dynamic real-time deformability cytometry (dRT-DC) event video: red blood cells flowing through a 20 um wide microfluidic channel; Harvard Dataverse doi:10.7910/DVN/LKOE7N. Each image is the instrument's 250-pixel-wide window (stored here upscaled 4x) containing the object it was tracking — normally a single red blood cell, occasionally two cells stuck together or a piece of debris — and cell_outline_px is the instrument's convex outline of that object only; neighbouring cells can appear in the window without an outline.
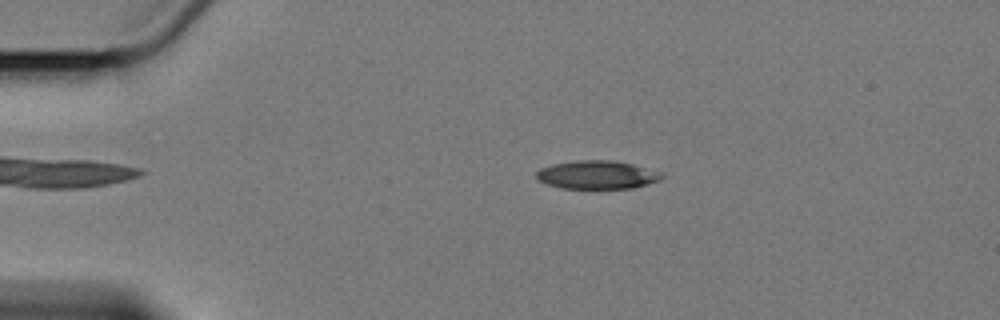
{"species": "Egyptian fruit bat (a non-hibernating species)", "species_latin": "Rousettus aegyptiacus", "temperature_condition": "cold", "stored_images_in_passage": 5, "camera_frame_rate_fps": 3000, "um_per_image_px": 0.085, "animal": {"sex": "female"}, "frame": {"image": 1, "passage_image": 4, "time_ms": 3.333, "image_size_px": [1000, 320], "cell_outline_px": [[664, 176], [660, 180], [632, 188], [560, 188], [544, 184], [536, 180], [536, 172], [540, 168], [552, 164], [576, 160], [612, 160], [632, 164], [664, 172]], "centroid_in_image_um": [50.73, 14.85], "position_along_channel_um": 34.3, "area_um2": 20.92}}